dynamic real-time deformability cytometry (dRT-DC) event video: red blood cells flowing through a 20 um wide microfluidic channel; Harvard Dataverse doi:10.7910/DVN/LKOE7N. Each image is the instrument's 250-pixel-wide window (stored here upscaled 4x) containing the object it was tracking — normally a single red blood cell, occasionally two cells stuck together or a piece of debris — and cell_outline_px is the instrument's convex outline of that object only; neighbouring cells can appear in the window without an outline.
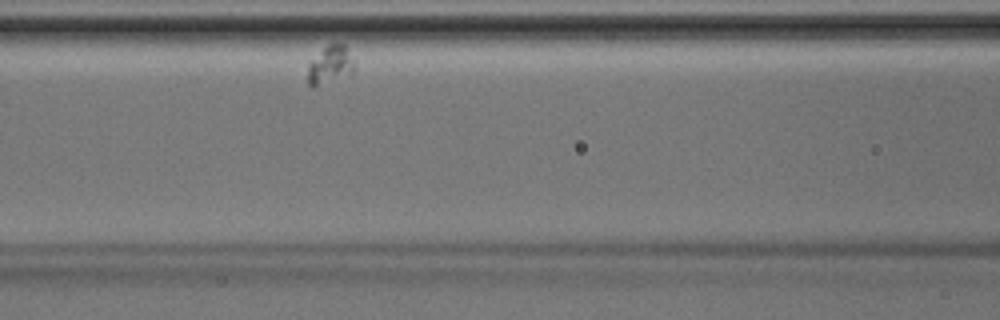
{"species": "Egyptian fruit bat (a non-hibernating species)", "species_latin": "Rousettus aegyptiacus", "temperature_condition": "room temperature", "stored_images_in_passage": 27, "camera_frame_rate_fps": 3000, "um_per_image_px": 0.085, "animal": {"sex": "male"}, "frame": {"image": 1, "passage_image": 7, "time_ms": 2.0, "image_size_px": [1000, 320], "cell_outline_px": [[356, 68], [352, 76], [312, 88], [308, 84], [308, 64], [328, 44], [344, 44], [356, 60]], "centroid_in_image_um": [28.15, 5.57], "position_along_channel_um": 138.5, "area_um2": 10.87}}